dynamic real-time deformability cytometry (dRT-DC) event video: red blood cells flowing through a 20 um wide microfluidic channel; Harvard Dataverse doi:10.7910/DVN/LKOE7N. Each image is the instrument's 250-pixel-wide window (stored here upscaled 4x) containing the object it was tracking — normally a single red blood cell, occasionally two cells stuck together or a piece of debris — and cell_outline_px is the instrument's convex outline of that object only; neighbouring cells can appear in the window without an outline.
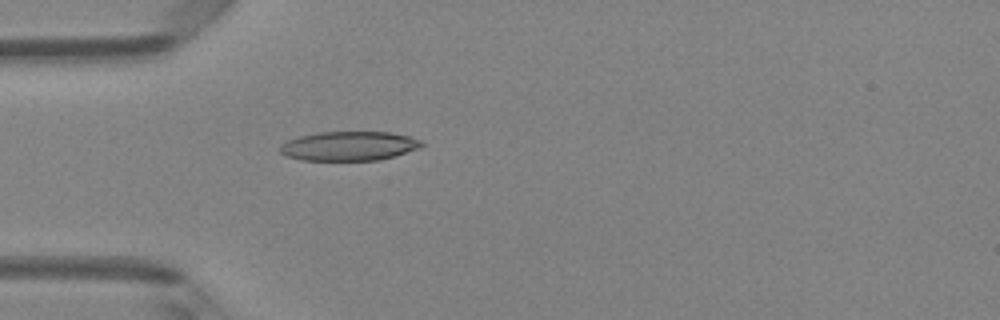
{"species": "Egyptian fruit bat (a non-hibernating species)", "species_latin": "Rousettus aegyptiacus", "temperature_condition": "room temperature", "stored_images_in_passage": 4, "camera_frame_rate_fps": 3000, "um_per_image_px": 0.085, "animal": {"sex": "female"}, "frame": {"image": 1, "passage_image": 4, "time_ms": 3.333, "image_size_px": [1000, 320], "cell_outline_px": [[424, 144], [420, 148], [380, 160], [304, 160], [288, 156], [280, 152], [280, 144], [288, 140], [300, 136], [320, 132], [388, 132], [412, 136], [420, 140]], "centroid_in_image_um": [29.7, 12.4], "position_along_channel_um": 55.3, "area_um2": 24.04}}